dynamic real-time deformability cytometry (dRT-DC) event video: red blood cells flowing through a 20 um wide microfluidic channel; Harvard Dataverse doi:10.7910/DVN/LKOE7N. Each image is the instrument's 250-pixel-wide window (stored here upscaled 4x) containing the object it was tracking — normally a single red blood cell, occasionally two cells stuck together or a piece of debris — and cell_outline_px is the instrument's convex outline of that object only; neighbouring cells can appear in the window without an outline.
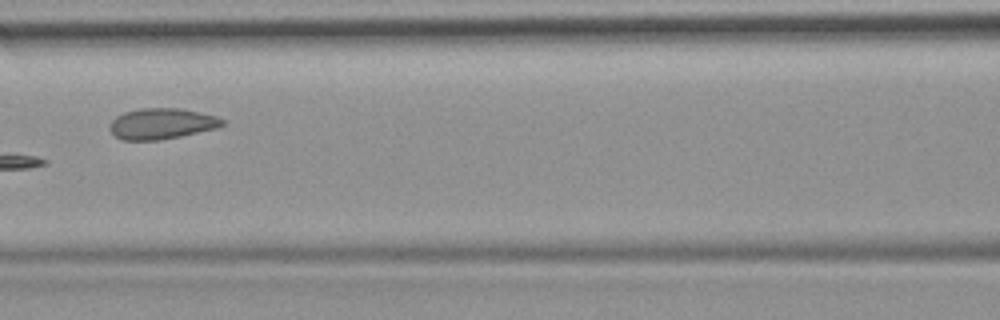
{"species": "common noctule bat (a hibernating species)", "species_latin": "Nyctalus noctula", "temperature_condition": "room temperature", "stored_images_in_passage": 11, "camera_frame_rate_fps": 3000, "um_per_image_px": 0.085, "animal": {"sex": "female", "body_mass_g": 19.9}, "frame": {"image": 1, "passage_image": 7, "time_ms": 8.0, "image_size_px": [1000, 320], "cell_outline_px": [[224, 124], [216, 128], [180, 136], [160, 140], [124, 140], [116, 136], [108, 128], [112, 120], [116, 116], [124, 112], [140, 108], [180, 108], [200, 112], [216, 116], [224, 120]], "centroid_in_image_um": [13.72, 10.5], "position_along_channel_um": 152.9, "area_um2": 20.17}}
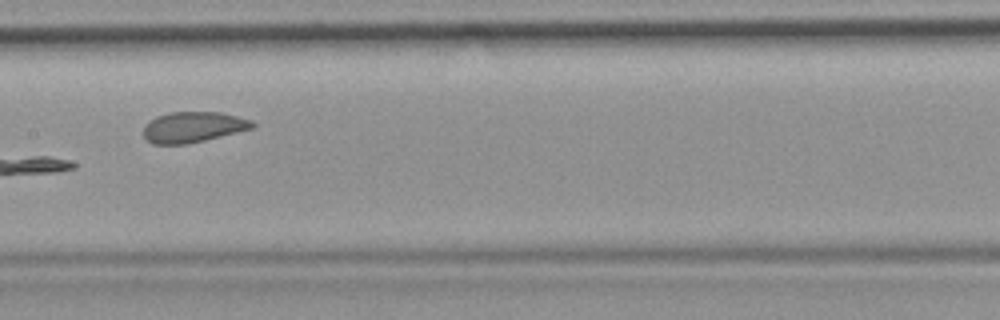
{"frame": {"image": 2, "passage_image": 8, "time_ms": 9.0, "image_size_px": [1000, 320], "cell_outline_px": [[256, 124], [252, 128], [204, 140], [184, 144], [152, 144], [144, 136], [144, 128], [156, 116], [168, 112], [220, 112], [252, 120]], "centroid_in_image_um": [16.42, 10.79], "position_along_channel_um": 191.0, "area_um2": 19.13}}